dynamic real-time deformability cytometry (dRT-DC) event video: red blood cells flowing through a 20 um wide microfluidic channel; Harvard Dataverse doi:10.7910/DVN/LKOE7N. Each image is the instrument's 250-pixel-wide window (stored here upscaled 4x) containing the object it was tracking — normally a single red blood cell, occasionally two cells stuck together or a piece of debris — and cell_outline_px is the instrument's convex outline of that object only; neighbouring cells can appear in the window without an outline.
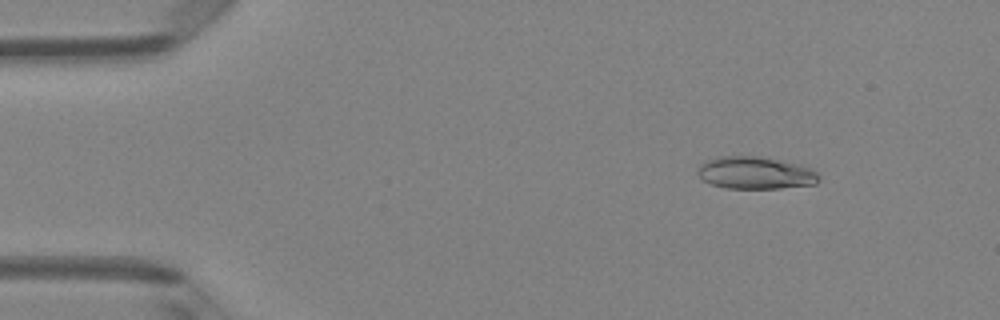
{"species": "Egyptian fruit bat (a non-hibernating species)", "species_latin": "Rousettus aegyptiacus", "temperature_condition": "room temperature", "stored_images_in_passage": 5, "camera_frame_rate_fps": 3000, "um_per_image_px": 0.085, "animal": {"sex": "female"}, "frame": {"image": 1, "passage_image": 2, "time_ms": 1.0, "image_size_px": [1000, 320], "cell_outline_px": [[820, 180], [816, 184], [780, 188], [724, 188], [712, 184], [704, 180], [696, 172], [700, 164], [716, 156], [760, 156], [800, 164], [812, 168], [820, 176]], "centroid_in_image_um": [64.23, 14.69], "position_along_channel_um": 20.8, "area_um2": 23.0}}
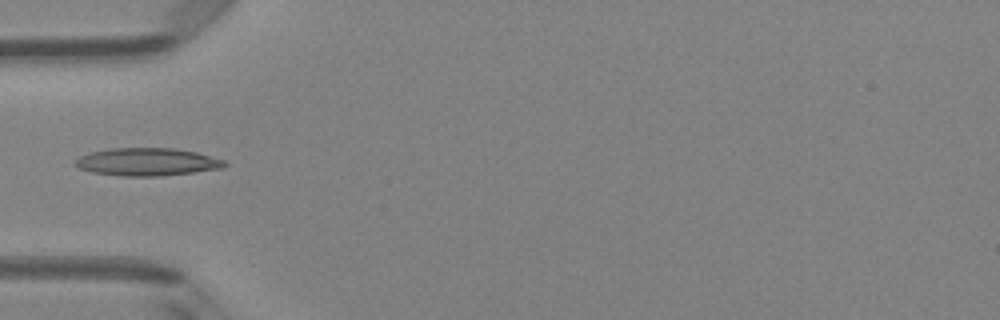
{"frame": {"image": 2, "passage_image": 4, "time_ms": 4.333, "image_size_px": [1000, 320], "cell_outline_px": [[228, 164], [224, 168], [160, 176], [120, 176], [92, 172], [76, 168], [72, 164], [72, 160], [80, 156], [92, 152], [112, 148], [176, 148], [196, 152], [224, 160]], "centroid_in_image_um": [12.46, 13.76], "position_along_channel_um": 72.5, "area_um2": 24.33}}
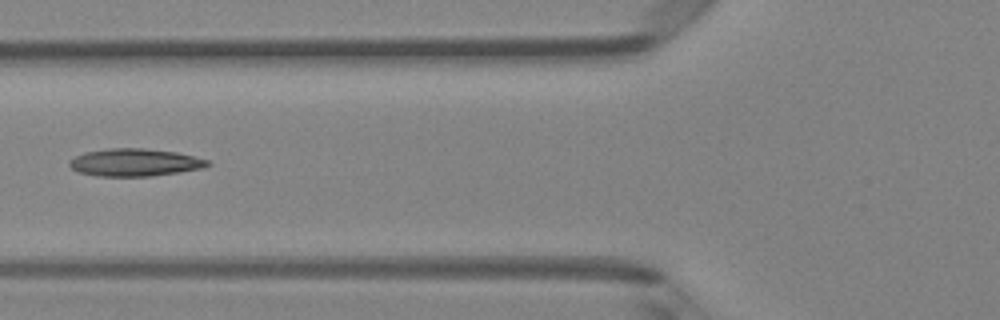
{"frame": {"image": 3, "passage_image": 5, "time_ms": 5.333, "image_size_px": [1000, 320], "cell_outline_px": [[212, 164], [204, 168], [152, 176], [96, 176], [80, 172], [72, 168], [68, 164], [68, 160], [84, 152], [108, 148], [144, 148], [176, 152], [208, 160]], "centroid_in_image_um": [11.45, 13.8], "position_along_channel_um": 114.4, "area_um2": 22.2}}